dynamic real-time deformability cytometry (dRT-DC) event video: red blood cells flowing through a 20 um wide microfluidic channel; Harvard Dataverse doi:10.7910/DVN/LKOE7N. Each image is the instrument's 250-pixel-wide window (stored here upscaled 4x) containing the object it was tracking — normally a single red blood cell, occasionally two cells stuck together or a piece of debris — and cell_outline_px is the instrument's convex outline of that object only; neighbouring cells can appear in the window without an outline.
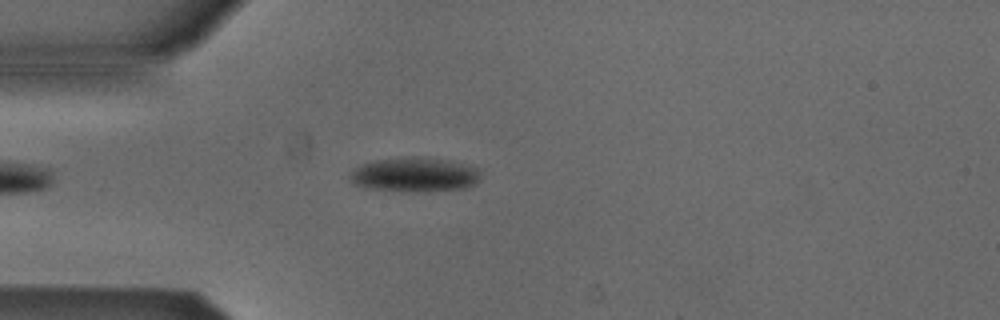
{"species": "Egyptian fruit bat (a non-hibernating species)", "species_latin": "Rousettus aegyptiacus", "temperature_condition": "cold", "stored_images_in_passage": 44, "camera_frame_rate_fps": 3000, "um_per_image_px": 0.085, "animal": {"sex": "male"}, "frame": {"image": 1, "passage_image": 6, "time_ms": 1.667, "image_size_px": [1000, 320], "cell_outline_px": [[480, 180], [476, 184], [464, 188], [424, 192], [404, 192], [372, 188], [352, 184], [348, 176], [356, 168], [372, 160], [412, 156], [416, 156], [448, 160], [480, 168]], "centroid_in_image_um": [35.28, 14.85], "position_along_channel_um": 49.7, "area_um2": 26.53}}
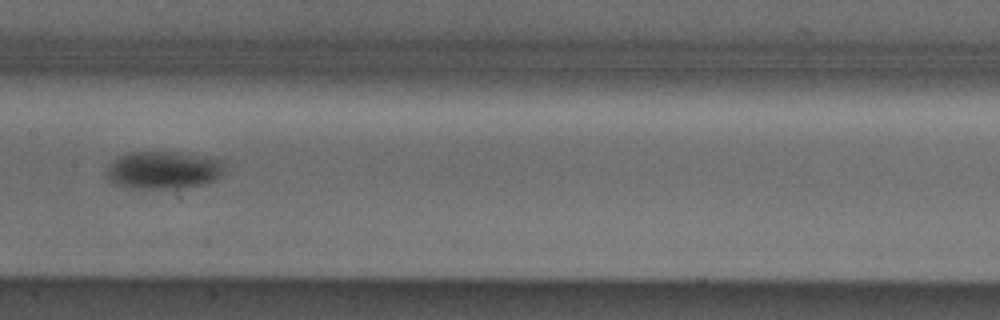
{"frame": {"image": 2, "passage_image": 18, "time_ms": 5.667, "image_size_px": [1000, 320], "cell_outline_px": [[224, 164], [220, 176], [204, 184], [180, 188], [132, 188], [112, 184], [108, 180], [108, 164], [112, 160], [128, 152], [180, 152], [224, 160]], "centroid_in_image_um": [13.86, 14.45], "position_along_channel_um": 193.5, "area_um2": 25.89}}
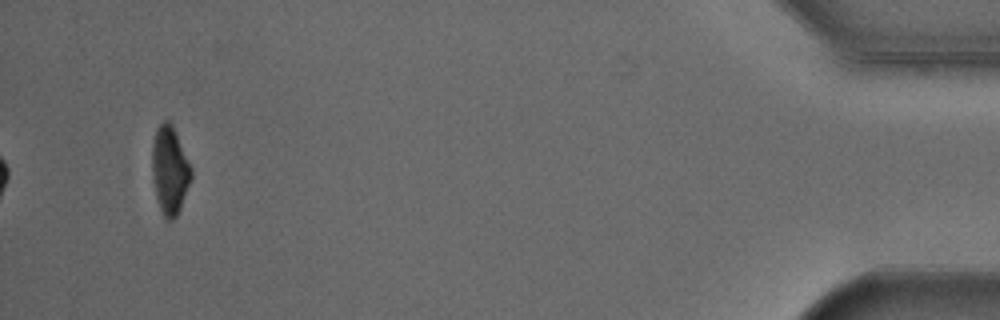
{"frame": {"image": 3, "passage_image": 42, "time_ms": 13.667, "image_size_px": [1000, 320], "cell_outline_px": [[192, 176], [180, 208], [176, 216], [172, 220], [168, 220], [164, 216], [160, 208], [156, 196], [152, 180], [152, 144], [156, 128], [164, 120], [168, 120], [172, 124], [192, 168]], "centroid_in_image_um": [14.42, 14.44], "position_along_channel_um": 420.8, "area_um2": 19.94}, "authors_computed_cell_mechanics": {"area_um2": 24.6806, "velocity_mm_per_s": 3.8673, "shape_relaxation_time_tau1_ms": 1.3231, "shape_relaxation_time_tau2_ms": null, "deformation_change_tau1": 0.0789, "deformation_change_tau2": null}}